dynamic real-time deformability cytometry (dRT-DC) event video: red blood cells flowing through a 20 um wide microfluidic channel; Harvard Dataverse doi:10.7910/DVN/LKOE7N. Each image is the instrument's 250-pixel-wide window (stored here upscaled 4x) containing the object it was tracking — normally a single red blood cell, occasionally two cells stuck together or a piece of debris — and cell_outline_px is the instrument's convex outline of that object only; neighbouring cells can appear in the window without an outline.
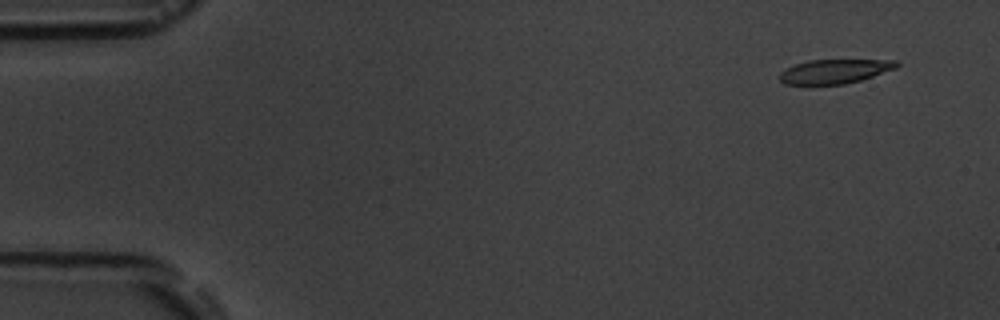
{"species": "common noctule bat (a hibernating species)", "species_latin": "Nyctalus noctula", "temperature_condition": "room temperature", "stored_images_in_passage": 5, "camera_frame_rate_fps": 3000, "um_per_image_px": 0.085, "animal": {"sex": "male", "body_mass_g": 19.5, "forearm_length_mm": 54.6}, "frame": {"image": 1, "passage_image": 1, "time_ms": 0.0, "image_size_px": [1000, 320], "cell_outline_px": [[900, 64], [896, 68], [860, 80], [844, 84], [784, 84], [780, 80], [780, 72], [796, 64], [808, 60], [896, 60]], "centroid_in_image_um": [70.95, 6.06], "position_along_channel_um": 14.0, "area_um2": 16.24}}
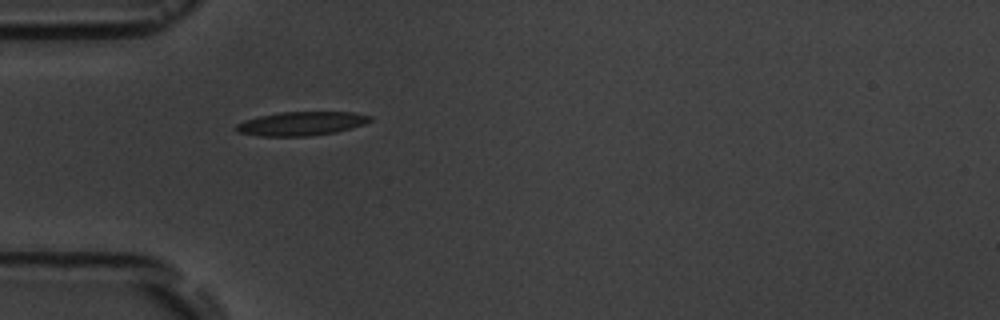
{"frame": {"image": 2, "passage_image": 5, "time_ms": 4.333, "image_size_px": [1000, 320], "cell_outline_px": [[372, 120], [364, 124], [352, 128], [336, 132], [312, 136], [260, 136], [236, 132], [232, 128], [236, 124], [244, 120], [260, 116], [280, 112], [352, 112], [372, 116]], "centroid_in_image_um": [25.59, 10.51], "position_along_channel_um": 59.4, "area_um2": 18.79}}